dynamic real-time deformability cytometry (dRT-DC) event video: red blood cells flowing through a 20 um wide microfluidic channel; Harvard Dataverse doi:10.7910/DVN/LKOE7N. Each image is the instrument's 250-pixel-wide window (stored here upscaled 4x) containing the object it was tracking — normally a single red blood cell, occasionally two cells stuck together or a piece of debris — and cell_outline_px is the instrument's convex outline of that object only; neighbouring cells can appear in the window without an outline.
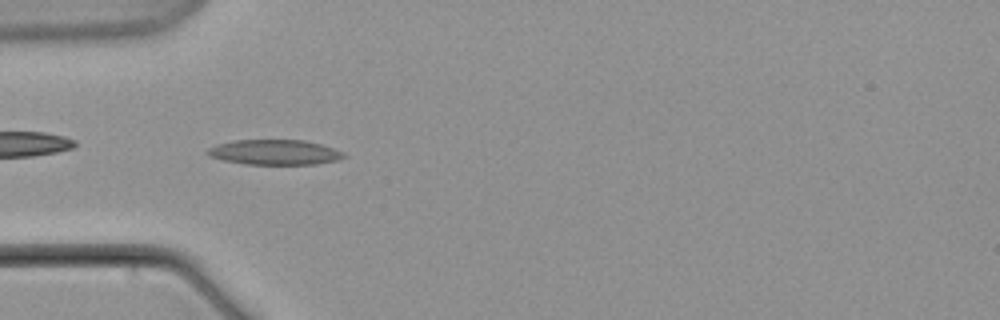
{"species": "common noctule bat (a hibernating species)", "species_latin": "Nyctalus noctula", "temperature_condition": "warm", "stored_images_in_passage": 8, "camera_frame_rate_fps": 3000, "um_per_image_px": 0.085, "animal": {"sex": "male", "body_mass_g": 21.5, "forearm_length_mm": 52.0}, "frame": {"image": 1, "passage_image": 7, "time_ms": 7.333, "image_size_px": [1000, 320], "cell_outline_px": [[348, 156], [336, 160], [316, 164], [244, 164], [224, 160], [208, 156], [204, 152], [208, 148], [216, 144], [232, 140], [304, 140], [320, 144], [344, 152]], "centroid_in_image_um": [23.3, 12.94], "position_along_channel_um": 61.7, "area_um2": 20.0}}
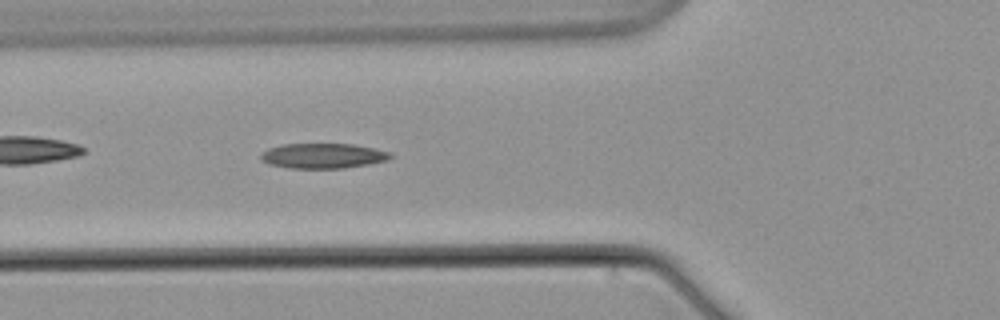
{"frame": {"image": 2, "passage_image": 8, "time_ms": 8.667, "image_size_px": [1000, 320], "cell_outline_px": [[392, 156], [388, 160], [368, 164], [344, 168], [292, 168], [272, 164], [260, 160], [260, 156], [268, 148], [284, 144], [352, 144], [376, 148], [392, 152]], "centroid_in_image_um": [27.51, 13.24], "position_along_channel_um": 98.3, "area_um2": 18.84}}